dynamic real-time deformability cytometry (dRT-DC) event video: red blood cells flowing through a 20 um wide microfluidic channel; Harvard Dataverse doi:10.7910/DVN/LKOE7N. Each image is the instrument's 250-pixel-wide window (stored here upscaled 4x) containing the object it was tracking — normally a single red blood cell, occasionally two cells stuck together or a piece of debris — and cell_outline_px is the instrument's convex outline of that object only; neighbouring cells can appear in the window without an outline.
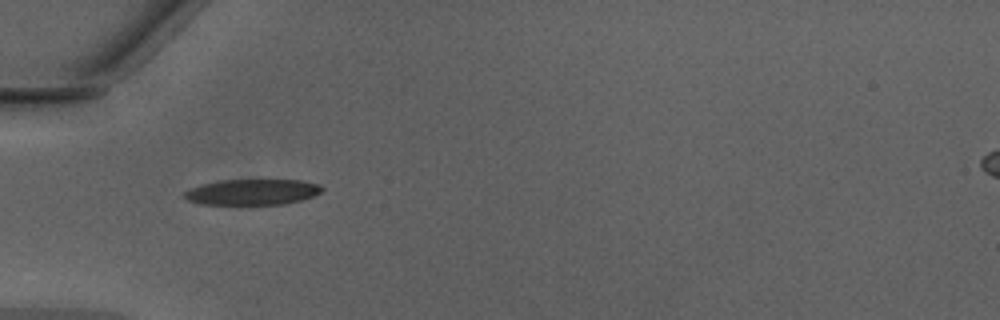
{"species": "Egyptian fruit bat (a non-hibernating species)", "species_latin": "Rousettus aegyptiacus", "temperature_condition": "warm", "stored_images_in_passage": 30, "camera_frame_rate_fps": 3000, "um_per_image_px": 0.085, "animal": {"sex": "male"}, "frame": {"image": 1, "passage_image": 2, "time_ms": 0.333, "image_size_px": [1000, 320], "cell_outline_px": [[324, 188], [320, 192], [312, 196], [300, 200], [284, 204], [200, 204], [188, 200], [184, 196], [184, 192], [188, 188], [200, 184], [220, 180], [300, 180], [320, 184]], "centroid_in_image_um": [21.42, 16.31], "position_along_channel_um": 63.6, "area_um2": 20.63}}
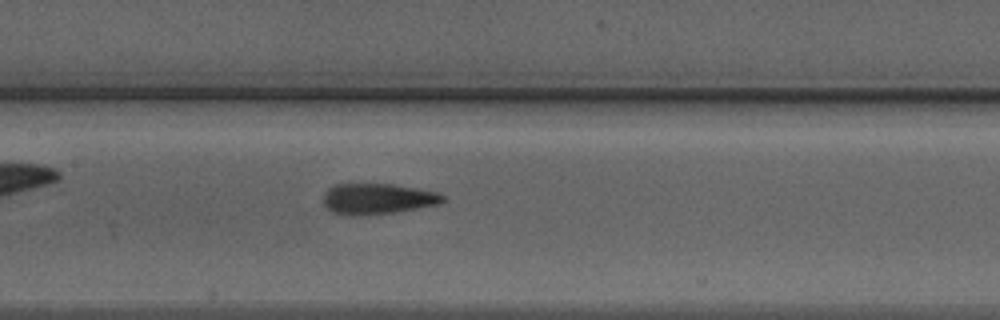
{"frame": {"image": 2, "passage_image": 10, "time_ms": 3.0, "image_size_px": [1000, 320], "cell_outline_px": [[448, 200], [436, 204], [416, 208], [392, 212], [356, 216], [344, 216], [332, 212], [324, 204], [324, 192], [328, 188], [336, 184], [392, 184], [420, 188], [440, 192]], "centroid_in_image_um": [32.1, 16.89], "position_along_channel_um": 175.3, "area_um2": 21.56}}
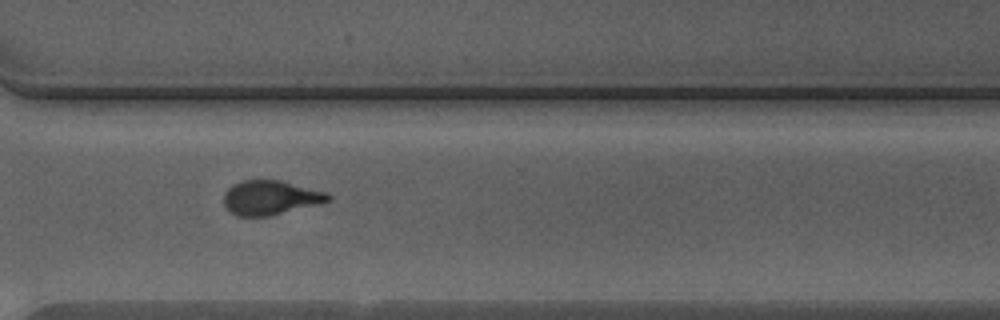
{"frame": {"image": 3, "passage_image": 22, "time_ms": 7.0, "image_size_px": [1000, 320], "cell_outline_px": [[332, 200], [272, 216], [236, 216], [224, 204], [224, 192], [232, 184], [240, 180], [280, 180], [328, 192], [332, 196]], "centroid_in_image_um": [23.0, 16.79], "position_along_channel_um": 347.6, "area_um2": 21.04}, "authors_computed_cell_mechanics": {"area_um2": 20.8658, "velocity_mm_per_s": 4.3098, "shape_relaxation_time_tau1_ms": 4.3064, "shape_relaxation_time_tau2_ms": 1.2201, "deformation_change_tau1": 0.1854, "deformation_change_tau2": 0.094}}